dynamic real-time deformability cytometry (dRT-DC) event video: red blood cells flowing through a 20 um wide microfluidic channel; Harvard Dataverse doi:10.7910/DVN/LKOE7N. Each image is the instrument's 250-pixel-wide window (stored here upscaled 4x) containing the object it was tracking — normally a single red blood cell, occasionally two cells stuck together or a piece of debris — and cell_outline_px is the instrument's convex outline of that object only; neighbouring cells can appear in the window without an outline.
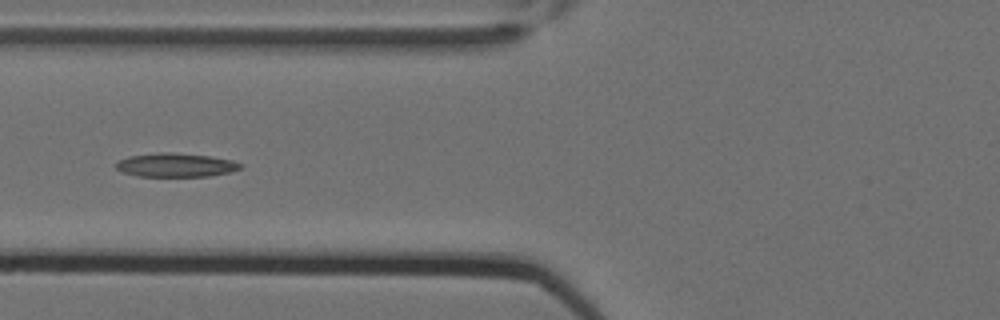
{"species": "Egyptian fruit bat (a non-hibernating species)", "species_latin": "Rousettus aegyptiacus", "temperature_condition": "cold", "stored_images_in_passage": 8, "camera_frame_rate_fps": 3000, "um_per_image_px": 0.085, "animal": {"sex": "female"}, "frame": {"image": 1, "passage_image": 7, "time_ms": 2.0, "image_size_px": [1000, 320], "cell_outline_px": [[244, 164], [240, 168], [232, 172], [208, 176], [136, 176], [124, 172], [116, 168], [116, 164], [120, 160], [128, 156], [160, 152], [172, 152], [208, 156], [232, 160]], "centroid_in_image_um": [14.96, 14.02], "position_along_channel_um": 110.8, "area_um2": 17.17}}
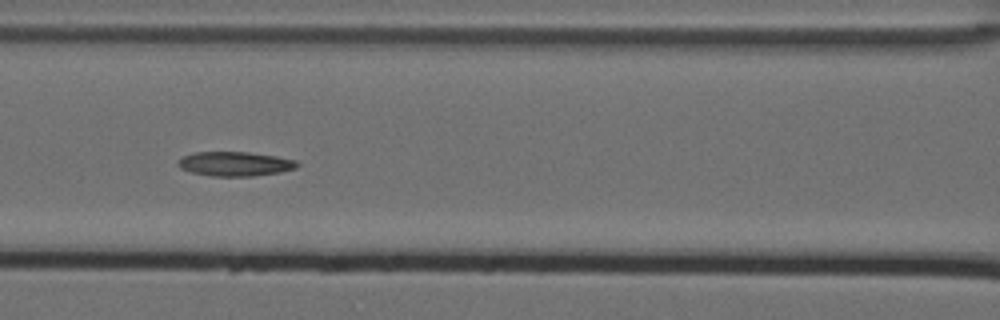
{"frame": {"image": 2, "passage_image": 8, "time_ms": 2.333, "image_size_px": [1000, 320], "cell_outline_px": [[300, 164], [296, 168], [280, 172], [252, 176], [212, 176], [192, 172], [180, 168], [176, 164], [176, 160], [184, 156], [196, 152], [248, 152], [276, 156], [296, 160]], "centroid_in_image_um": [19.97, 13.92], "position_along_channel_um": 146.6, "area_um2": 16.94}}